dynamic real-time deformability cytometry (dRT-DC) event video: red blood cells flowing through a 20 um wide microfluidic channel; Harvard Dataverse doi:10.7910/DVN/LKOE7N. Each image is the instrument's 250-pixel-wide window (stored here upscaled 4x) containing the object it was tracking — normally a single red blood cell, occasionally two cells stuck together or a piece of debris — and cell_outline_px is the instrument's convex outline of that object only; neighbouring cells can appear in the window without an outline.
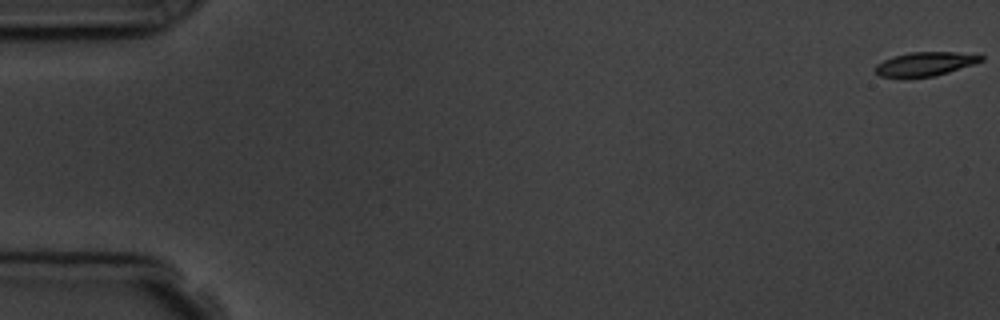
{"species": "common noctule bat (a hibernating species)", "species_latin": "Nyctalus noctula", "temperature_condition": "room temperature", "stored_images_in_passage": 7, "camera_frame_rate_fps": 3000, "um_per_image_px": 0.085, "animal": {"sex": "male", "body_mass_g": 19.5, "forearm_length_mm": 54.6}, "frame": {"image": 1, "passage_image": 1, "time_ms": 0.0, "image_size_px": [1000, 320], "cell_outline_px": [[984, 60], [936, 76], [904, 80], [880, 76], [876, 72], [876, 64], [892, 56], [912, 52], [956, 52], [984, 56]], "centroid_in_image_um": [78.56, 5.47], "position_along_channel_um": 6.4, "area_um2": 15.09}}
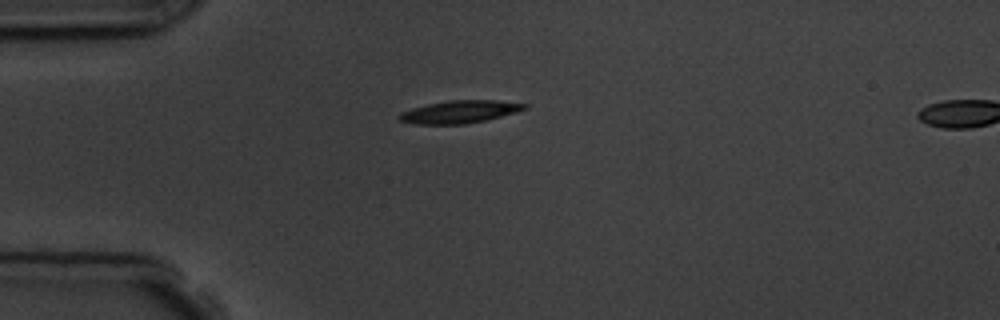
{"frame": {"image": 2, "passage_image": 5, "time_ms": 4.667, "image_size_px": [1000, 320], "cell_outline_px": [[528, 108], [516, 112], [484, 120], [464, 124], [412, 124], [400, 120], [396, 116], [400, 112], [412, 108], [428, 104], [448, 100], [496, 100], [528, 104]], "centroid_in_image_um": [39.04, 9.5], "position_along_channel_um": 46.0, "area_um2": 16.47}}